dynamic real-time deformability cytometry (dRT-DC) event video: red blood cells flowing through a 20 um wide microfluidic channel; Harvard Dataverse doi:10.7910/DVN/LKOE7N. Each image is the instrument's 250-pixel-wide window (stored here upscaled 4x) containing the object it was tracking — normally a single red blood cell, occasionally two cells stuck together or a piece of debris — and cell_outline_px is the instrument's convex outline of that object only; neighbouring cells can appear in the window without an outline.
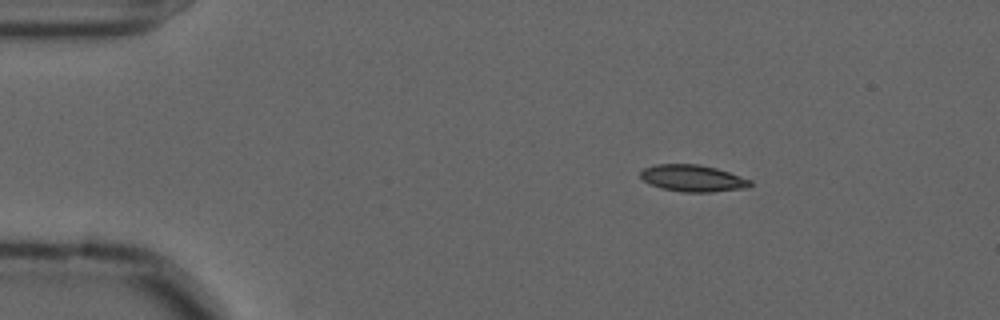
{"species": "common noctule bat (a hibernating species)", "species_latin": "Nyctalus noctula", "temperature_condition": "cold", "stored_images_in_passage": 40, "camera_frame_rate_fps": 3000, "um_per_image_px": 0.085, "animal": {"sex": "male", "forearm_length_mm": 52.5}, "frame": {"image": 1, "passage_image": 1, "time_ms": 0.0, "image_size_px": [1000, 320], "cell_outline_px": [[752, 184], [748, 188], [712, 192], [680, 192], [660, 188], [648, 184], [640, 176], [640, 172], [644, 168], [656, 164], [700, 164], [716, 168], [752, 180]], "centroid_in_image_um": [58.88, 15.16], "position_along_channel_um": 26.1, "area_um2": 17.28}}
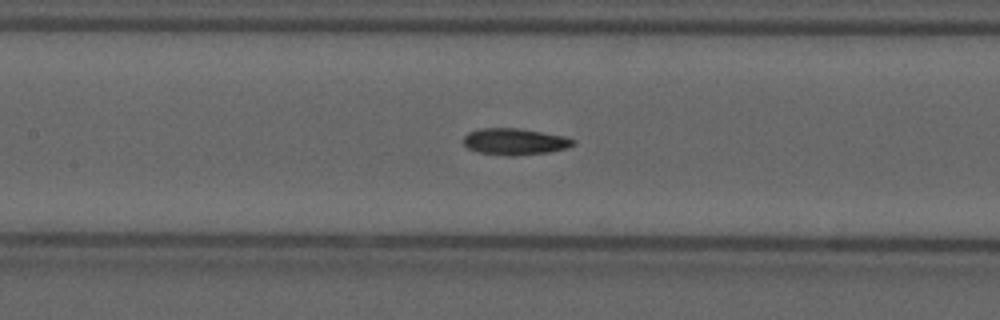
{"frame": {"image": 2, "passage_image": 18, "time_ms": 5.667, "image_size_px": [1000, 320], "cell_outline_px": [[576, 144], [568, 148], [548, 152], [512, 156], [508, 156], [476, 152], [468, 148], [464, 144], [464, 136], [468, 132], [480, 128], [520, 128], [564, 136], [576, 140]], "centroid_in_image_um": [43.76, 12.03], "position_along_channel_um": 163.6, "area_um2": 17.11}}
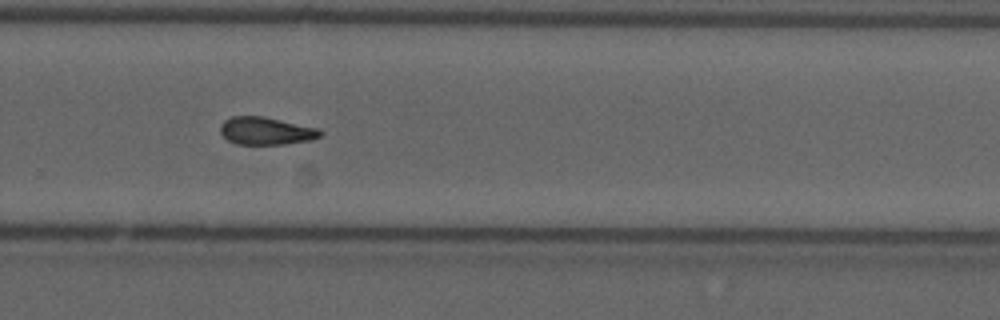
{"frame": {"image": 3, "passage_image": 30, "time_ms": 9.667, "image_size_px": [1000, 320], "cell_outline_px": [[324, 132], [320, 136], [312, 140], [284, 144], [236, 144], [228, 140], [220, 132], [220, 124], [224, 120], [232, 116], [264, 116], [320, 128]], "centroid_in_image_um": [22.64, 11.12], "position_along_channel_um": 307.2, "area_um2": 16.3}}